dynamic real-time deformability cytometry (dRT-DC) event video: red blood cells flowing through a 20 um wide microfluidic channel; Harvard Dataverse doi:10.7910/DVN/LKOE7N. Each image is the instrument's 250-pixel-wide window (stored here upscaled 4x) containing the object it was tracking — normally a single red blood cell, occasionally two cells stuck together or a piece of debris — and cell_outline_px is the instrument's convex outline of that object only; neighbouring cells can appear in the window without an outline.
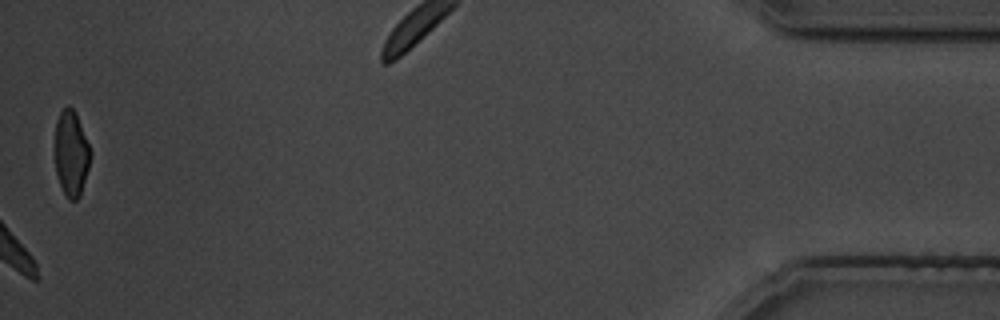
{"species": "common noctule bat (a hibernating species)", "species_latin": "Nyctalus noctula", "temperature_condition": "cold", "stored_images_in_passage": 27, "camera_frame_rate_fps": 3000, "um_per_image_px": 0.085, "animal": {"sex": "male", "body_mass_g": 19.5, "forearm_length_mm": 54.6}, "frame": {"image": 1, "passage_image": 27, "time_ms": 31.0, "image_size_px": [1000, 320], "cell_outline_px": [[92, 152], [88, 168], [80, 196], [76, 200], [68, 200], [60, 184], [56, 172], [56, 120], [60, 112], [68, 104], [76, 112]], "centroid_in_image_um": [6.07, 13.02], "position_along_channel_um": 429.1, "area_um2": 17.57}}